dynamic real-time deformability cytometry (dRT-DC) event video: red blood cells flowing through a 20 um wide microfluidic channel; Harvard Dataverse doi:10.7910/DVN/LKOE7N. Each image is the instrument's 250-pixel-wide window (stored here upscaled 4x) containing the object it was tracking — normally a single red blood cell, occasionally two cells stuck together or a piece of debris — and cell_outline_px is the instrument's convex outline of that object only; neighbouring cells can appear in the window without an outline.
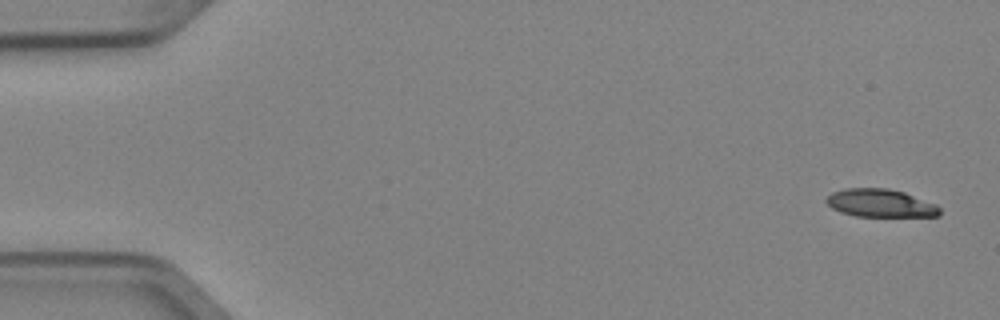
{"species": "Egyptian fruit bat (a non-hibernating species)", "species_latin": "Rousettus aegyptiacus", "temperature_condition": "cold", "stored_images_in_passage": 4, "camera_frame_rate_fps": 3000, "um_per_image_px": 0.085, "animal": {"sex": "female"}, "frame": {"image": 1, "passage_image": 1, "time_ms": 0.0, "image_size_px": [1000, 320], "cell_outline_px": [[940, 216], [856, 216], [840, 212], [832, 208], [824, 200], [832, 192], [844, 188], [888, 188], [904, 192], [936, 204], [940, 208]], "centroid_in_image_um": [74.82, 17.26], "position_along_channel_um": 10.2, "area_um2": 18.5}}